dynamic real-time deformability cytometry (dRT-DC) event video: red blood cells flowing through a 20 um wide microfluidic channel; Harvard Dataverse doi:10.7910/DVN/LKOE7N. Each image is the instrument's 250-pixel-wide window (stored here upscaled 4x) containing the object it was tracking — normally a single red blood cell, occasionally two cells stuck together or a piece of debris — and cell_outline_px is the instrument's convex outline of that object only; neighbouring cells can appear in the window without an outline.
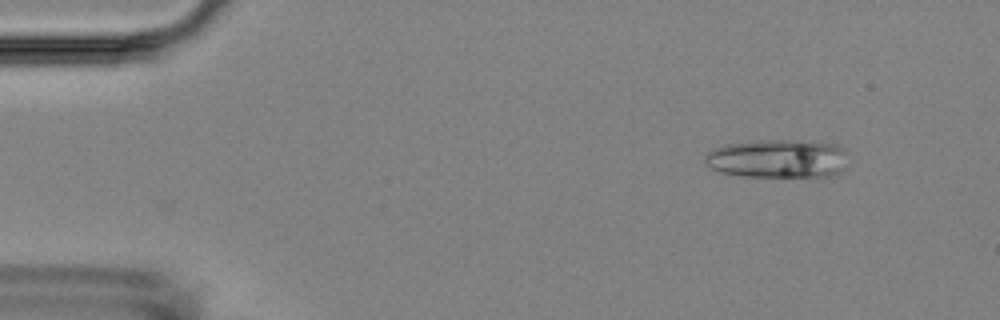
{"species": "Egyptian fruit bat (a non-hibernating species)", "species_latin": "Rousettus aegyptiacus", "temperature_condition": "room temperature", "stored_images_in_passage": 7, "camera_frame_rate_fps": 3000, "um_per_image_px": 0.085, "animal": {"sex": "female"}, "frame": {"image": 1, "passage_image": 7, "time_ms": 7.667, "image_size_px": [1000, 320], "cell_outline_px": [[844, 168], [840, 172], [832, 176], [744, 176], [720, 172], [712, 168], [704, 160], [704, 156], [712, 148], [728, 144], [760, 140], [788, 140], [836, 144], [844, 148]], "centroid_in_image_um": [66.08, 13.48], "position_along_channel_um": 18.9, "area_um2": 31.85}}